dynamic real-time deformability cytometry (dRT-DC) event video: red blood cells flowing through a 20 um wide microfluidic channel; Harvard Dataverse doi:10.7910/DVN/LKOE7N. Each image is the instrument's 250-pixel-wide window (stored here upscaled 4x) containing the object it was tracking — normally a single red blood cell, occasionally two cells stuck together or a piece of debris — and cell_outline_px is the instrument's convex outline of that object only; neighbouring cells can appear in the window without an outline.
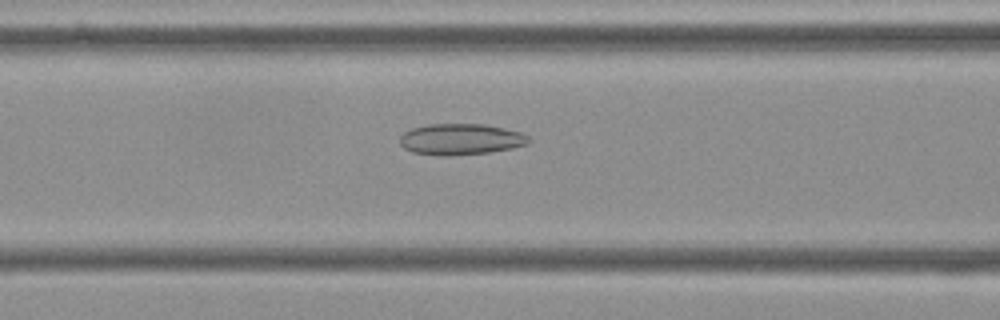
{"species": "Egyptian fruit bat (a non-hibernating species)", "species_latin": "Rousettus aegyptiacus", "temperature_condition": "cold", "stored_images_in_passage": 22, "camera_frame_rate_fps": 3000, "um_per_image_px": 0.085, "frame": {"image": 1, "passage_image": 22, "time_ms": 7.0, "image_size_px": [1000, 320], "cell_outline_px": [[532, 140], [528, 144], [512, 148], [492, 152], [452, 156], [440, 156], [412, 152], [404, 148], [400, 144], [400, 136], [404, 132], [412, 128], [428, 124], [484, 124], [504, 128], [520, 132], [528, 136]], "centroid_in_image_um": [39.17, 11.84], "position_along_channel_um": 127.4, "area_um2": 23.64}}